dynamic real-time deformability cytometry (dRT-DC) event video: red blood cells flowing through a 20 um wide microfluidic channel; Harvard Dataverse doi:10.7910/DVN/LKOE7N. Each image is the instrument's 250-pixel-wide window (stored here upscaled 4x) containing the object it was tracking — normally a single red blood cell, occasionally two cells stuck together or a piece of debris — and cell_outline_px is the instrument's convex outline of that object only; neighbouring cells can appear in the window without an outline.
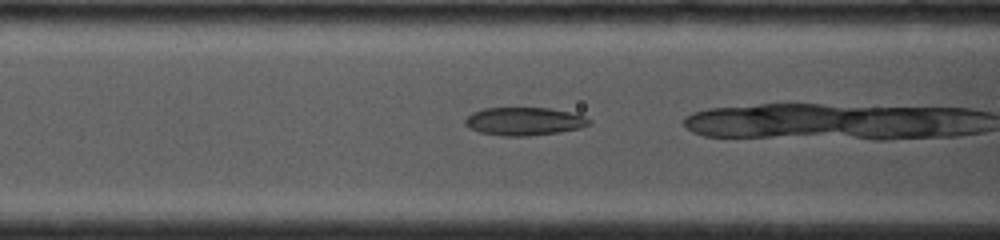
{"species": "common noctule bat (a hibernating species)", "species_latin": "Nyctalus noctula", "temperature_condition": "cold", "stored_images_in_passage": 26, "camera_frame_rate_fps": 4000, "um_per_image_px": 0.085, "animal": {"sex": "female", "body_mass_g": 19.0, "forearm_length_mm": 53.3}, "frame": {"image": 1, "passage_image": 5, "time_ms": 1.25, "image_size_px": [1000, 240], "cell_outline_px": [[592, 124], [580, 128], [560, 132], [528, 136], [500, 136], [480, 132], [468, 128], [464, 124], [464, 120], [472, 112], [484, 108], [548, 108], [568, 112], [584, 116], [592, 120]], "centroid_in_image_um": [44.54, 10.32], "position_along_channel_um": 122.1, "area_um2": 20.4}}
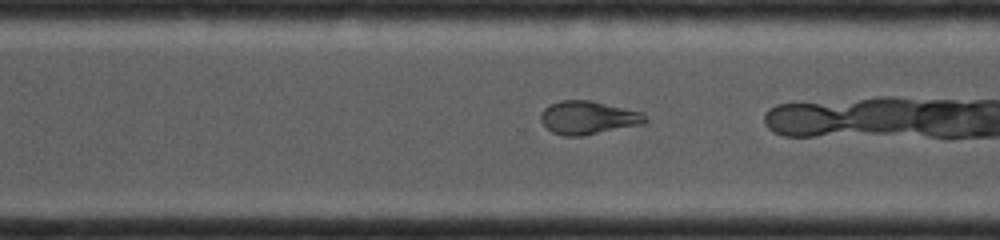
{"frame": {"image": 2, "passage_image": 19, "time_ms": 5.75, "image_size_px": [1000, 240], "cell_outline_px": [[648, 120], [644, 124], [584, 136], [564, 136], [552, 132], [540, 120], [540, 116], [544, 108], [560, 100], [592, 100], [644, 112]], "centroid_in_image_um": [50.04, 10.0], "position_along_channel_um": 320.6, "area_um2": 20.52}}